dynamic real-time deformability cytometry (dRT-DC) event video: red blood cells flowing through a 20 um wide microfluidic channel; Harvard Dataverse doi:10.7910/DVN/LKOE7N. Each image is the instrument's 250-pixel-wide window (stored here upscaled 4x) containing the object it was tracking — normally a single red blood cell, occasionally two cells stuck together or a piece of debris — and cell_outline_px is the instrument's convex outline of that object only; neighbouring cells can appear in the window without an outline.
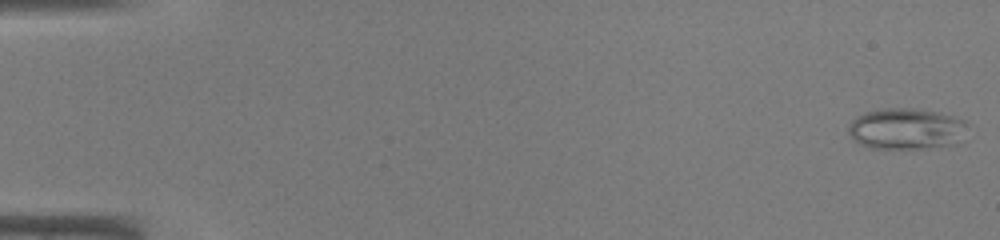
{"species": "common noctule bat (a hibernating species)", "species_latin": "Nyctalus noctula", "temperature_condition": "warm", "stored_images_in_passage": 45, "camera_frame_rate_fps": 3000, "um_per_image_px": 0.085, "animal": {"sex": "male", "body_mass_g": 19.0, "forearm_length_mm": 50.8}, "frame": {"image": 1, "passage_image": 1, "time_ms": 0.0, "image_size_px": [1000, 240], "cell_outline_px": [[964, 124], [952, 144], [924, 148], [868, 148], [860, 144], [848, 132], [848, 124], [856, 116], [864, 112], [880, 108], [912, 108], [940, 112], [964, 120]], "centroid_in_image_um": [76.88, 10.92], "position_along_channel_um": 8.1, "area_um2": 27.86}}
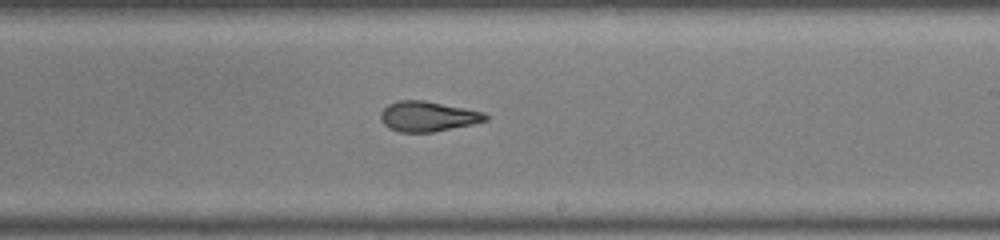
{"frame": {"image": 2, "passage_image": 28, "time_ms": 9.0, "image_size_px": [1000, 240], "cell_outline_px": [[488, 120], [472, 124], [432, 132], [400, 132], [388, 128], [380, 120], [380, 112], [388, 104], [400, 100], [424, 100], [484, 112], [488, 116]], "centroid_in_image_um": [36.34, 9.89], "position_along_channel_um": 252.7, "area_um2": 18.38}}
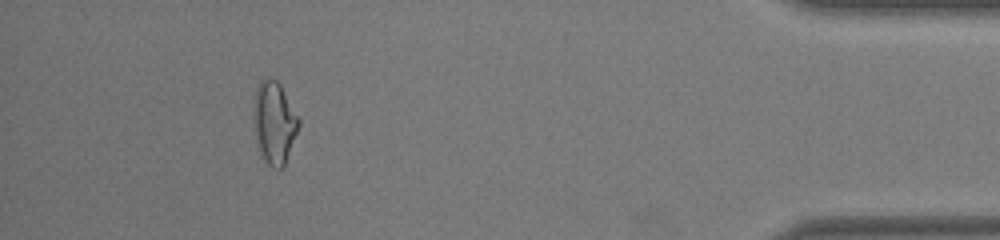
{"frame": {"image": 3, "passage_image": 42, "time_ms": 13.667, "image_size_px": [1000, 240], "cell_outline_px": [[300, 124], [284, 168], [272, 168], [260, 156], [256, 144], [252, 116], [252, 112], [256, 88], [260, 80], [264, 76], [268, 76], [276, 80], [280, 84], [300, 120]], "centroid_in_image_um": [23.28, 10.43], "position_along_channel_um": 411.9, "area_um2": 22.2}}